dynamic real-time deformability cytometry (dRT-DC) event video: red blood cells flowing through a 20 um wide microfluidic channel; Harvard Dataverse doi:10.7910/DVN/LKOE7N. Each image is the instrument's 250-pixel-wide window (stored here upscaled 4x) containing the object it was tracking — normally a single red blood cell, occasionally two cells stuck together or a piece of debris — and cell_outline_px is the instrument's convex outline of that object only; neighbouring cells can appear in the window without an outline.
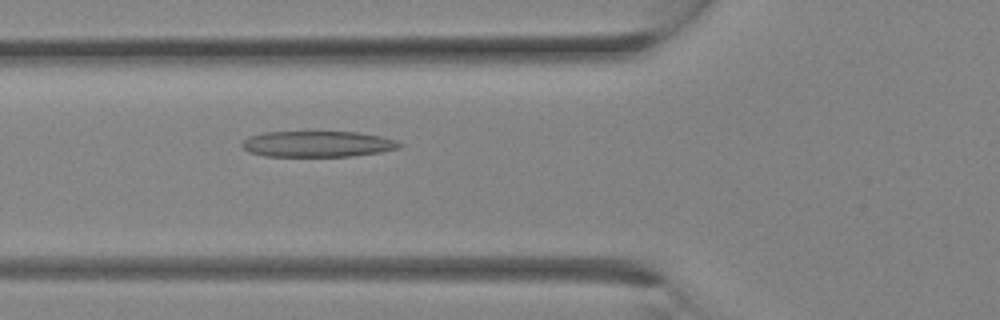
{"species": "Egyptian fruit bat (a non-hibernating species)", "species_latin": "Rousettus aegyptiacus", "temperature_condition": "room temperature", "stored_images_in_passage": 11, "camera_frame_rate_fps": 3000, "um_per_image_px": 0.085, "animal": {"sex": "female"}, "frame": {"image": 1, "passage_image": 11, "time_ms": 3.333, "image_size_px": [1000, 320], "cell_outline_px": [[404, 144], [400, 148], [380, 152], [352, 156], [264, 156], [248, 152], [240, 144], [248, 136], [264, 132], [360, 132], [380, 136], [396, 140]], "centroid_in_image_um": [27.0, 12.24], "position_along_channel_um": 98.8, "area_um2": 23.93}}